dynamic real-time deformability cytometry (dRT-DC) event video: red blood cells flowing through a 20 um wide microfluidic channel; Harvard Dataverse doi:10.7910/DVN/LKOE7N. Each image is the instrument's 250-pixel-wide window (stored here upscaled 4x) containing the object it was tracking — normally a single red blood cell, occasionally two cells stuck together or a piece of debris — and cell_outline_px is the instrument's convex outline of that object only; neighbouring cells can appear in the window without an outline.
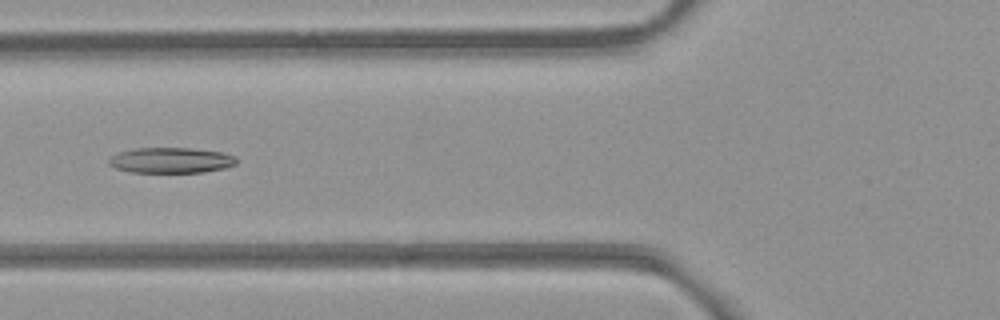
{"species": "common noctule bat (a hibernating species)", "species_latin": "Nyctalus noctula", "temperature_condition": "room temperature", "stored_images_in_passage": 41, "camera_frame_rate_fps": 3000, "um_per_image_px": 0.085, "animal": {"sex": "female", "body_mass_g": 21.9}, "frame": {"image": 1, "passage_image": 8, "time_ms": 2.333, "image_size_px": [1000, 320], "cell_outline_px": [[236, 164], [224, 168], [204, 172], [132, 172], [116, 168], [108, 164], [108, 160], [112, 156], [120, 152], [136, 148], [192, 148], [220, 152], [236, 156]], "centroid_in_image_um": [14.54, 13.62], "position_along_channel_um": 111.3, "area_um2": 18.84}}
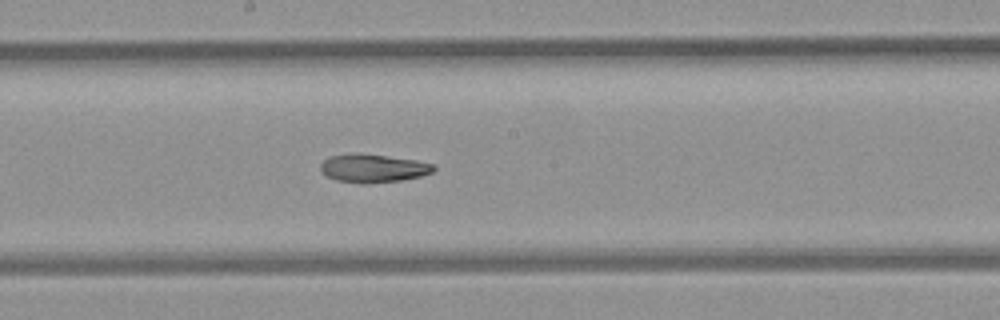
{"frame": {"image": 2, "passage_image": 16, "time_ms": 5.0, "image_size_px": [1000, 320], "cell_outline_px": [[436, 168], [432, 172], [420, 176], [400, 180], [364, 184], [360, 184], [336, 180], [320, 172], [320, 164], [328, 156], [384, 156], [416, 160], [436, 164]], "centroid_in_image_um": [31.74, 14.35], "position_along_channel_um": 216.5, "area_um2": 17.98}}
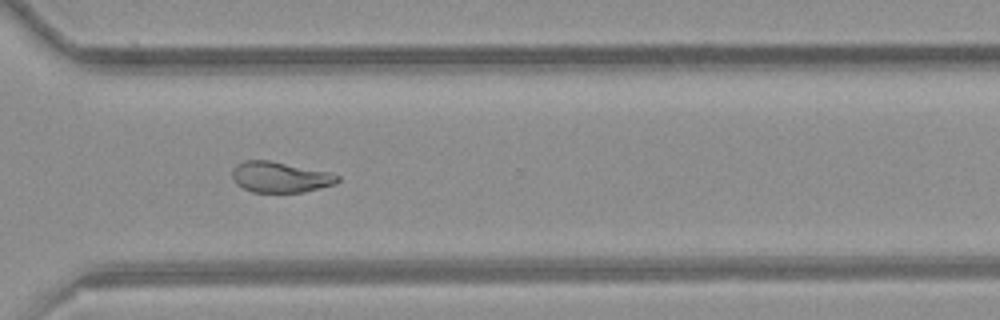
{"frame": {"image": 3, "passage_image": 26, "time_ms": 8.333, "image_size_px": [1000, 320], "cell_outline_px": [[340, 180], [336, 184], [304, 192], [252, 192], [236, 184], [232, 176], [232, 172], [236, 164], [244, 160], [268, 160], [328, 172], [340, 176]], "centroid_in_image_um": [23.81, 15.06], "position_along_channel_um": 346.8, "area_um2": 18.79}, "authors_computed_cell_mechanics": {"area_um2": 19.7676, "velocity_mm_per_s": 3.9327, "shape_relaxation_time_tau1_ms": null, "shape_relaxation_time_tau2_ms": 6.1585, "deformation_change_tau1": null, "deformation_change_tau2": 0.1406}}